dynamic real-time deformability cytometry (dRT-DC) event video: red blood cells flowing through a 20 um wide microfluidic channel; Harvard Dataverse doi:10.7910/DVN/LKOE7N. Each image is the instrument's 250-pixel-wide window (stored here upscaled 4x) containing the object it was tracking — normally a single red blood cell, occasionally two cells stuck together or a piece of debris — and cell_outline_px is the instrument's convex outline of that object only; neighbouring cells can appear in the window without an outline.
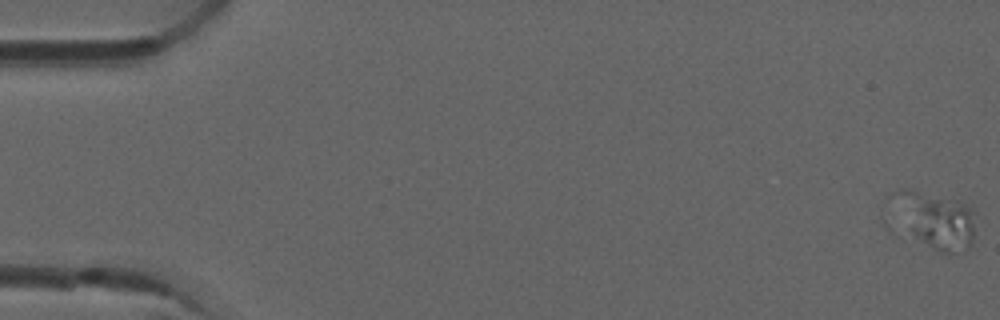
{"species": "common noctule bat (a hibernating species)", "species_latin": "Nyctalus noctula", "temperature_condition": "room temperature", "stored_images_in_passage": 54, "segment_of_instrument_passage": [1, 2], "camera_frame_rate_fps": 3000, "um_per_image_px": 0.085, "animal": {"sex": "male", "forearm_length_mm": 52.5}, "frame": {"image": 1, "passage_image": 1, "time_ms": 0.0, "image_size_px": [1000, 320], "cell_outline_px": [[972, 236], [968, 244], [952, 252], [940, 252], [916, 236], [892, 192], [904, 188], [912, 188], [960, 200], [968, 208], [972, 224]], "centroid_in_image_um": [79.58, 18.59], "position_along_channel_um": 5.4, "area_um2": 24.22}}